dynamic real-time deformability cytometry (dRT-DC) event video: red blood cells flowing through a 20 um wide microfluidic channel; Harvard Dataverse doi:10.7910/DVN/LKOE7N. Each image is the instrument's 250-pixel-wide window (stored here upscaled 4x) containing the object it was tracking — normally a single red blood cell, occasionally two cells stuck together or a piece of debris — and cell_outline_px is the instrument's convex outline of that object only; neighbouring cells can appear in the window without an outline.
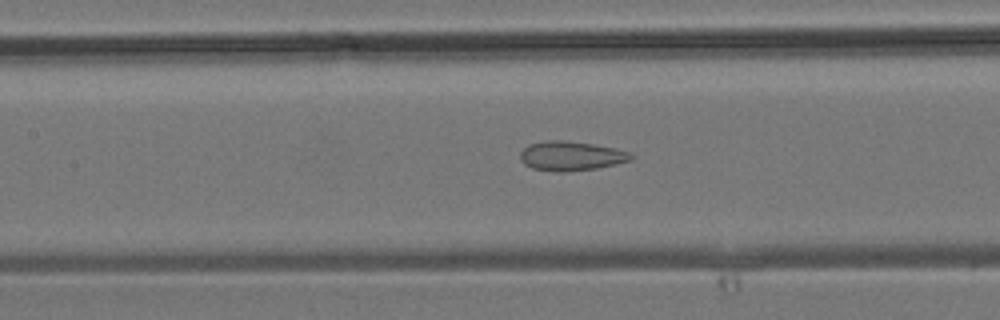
{"species": "common noctule bat (a hibernating species)", "species_latin": "Nyctalus noctula", "temperature_condition": "room temperature", "stored_images_in_passage": 23, "camera_frame_rate_fps": 3000, "um_per_image_px": 0.085, "animal": {"sex": "male", "body_mass_g": 19.2, "forearm_length_mm": 51.8}, "frame": {"image": 1, "passage_image": 8, "time_ms": 2.333, "image_size_px": [1000, 320], "cell_outline_px": [[636, 156], [632, 160], [616, 164], [596, 168], [564, 172], [556, 172], [532, 168], [524, 164], [520, 160], [520, 152], [528, 144], [544, 140], [564, 140], [592, 144], [616, 148], [628, 152]], "centroid_in_image_um": [48.53, 13.25], "position_along_channel_um": 158.9, "area_um2": 19.13}}
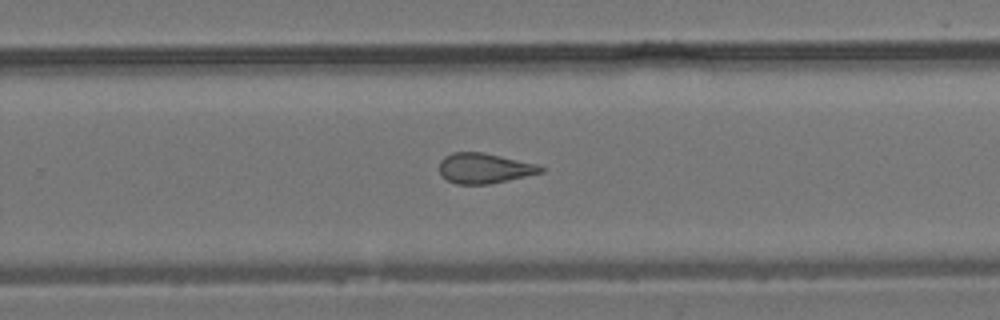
{"frame": {"image": 2, "passage_image": 16, "time_ms": 5.0, "image_size_px": [1000, 320], "cell_outline_px": [[544, 172], [508, 180], [488, 184], [456, 184], [448, 180], [440, 172], [440, 160], [444, 156], [452, 152], [484, 152], [540, 164], [544, 168]], "centroid_in_image_um": [41.21, 14.29], "position_along_channel_um": 288.6, "area_um2": 17.98}}
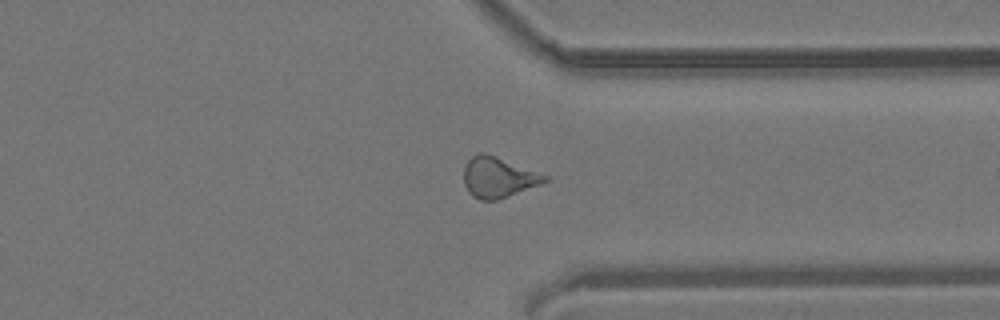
{"frame": {"image": 3, "passage_image": 21, "time_ms": 6.667, "image_size_px": [1000, 320], "cell_outline_px": [[548, 180], [540, 184], [496, 200], [480, 200], [472, 196], [468, 192], [464, 184], [464, 168], [468, 160], [476, 152], [484, 152], [496, 156], [548, 176]], "centroid_in_image_um": [42.3, 15.06], "position_along_channel_um": 369.1, "area_um2": 18.9}}